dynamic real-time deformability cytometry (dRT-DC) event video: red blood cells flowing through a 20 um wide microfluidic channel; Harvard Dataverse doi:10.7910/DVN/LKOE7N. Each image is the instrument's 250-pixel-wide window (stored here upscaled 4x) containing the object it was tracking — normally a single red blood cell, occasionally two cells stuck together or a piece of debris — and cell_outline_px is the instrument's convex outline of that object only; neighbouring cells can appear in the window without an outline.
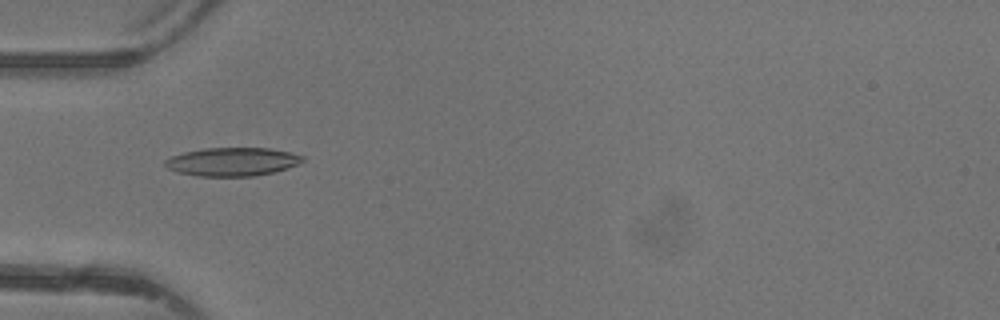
{"species": "common noctule bat (a hibernating species)", "species_latin": "Nyctalus noctula", "temperature_condition": "warm", "stored_images_in_passage": 48, "camera_frame_rate_fps": 3000, "um_per_image_px": 0.085, "animal": {"sex": "female"}, "frame": {"image": 1, "passage_image": 16, "time_ms": 5.0, "image_size_px": [1000, 320], "cell_outline_px": [[304, 160], [300, 164], [288, 168], [272, 172], [252, 176], [196, 176], [180, 172], [168, 168], [164, 164], [164, 160], [172, 156], [184, 152], [204, 148], [268, 148], [288, 152], [304, 156]], "centroid_in_image_um": [19.75, 13.74], "position_along_channel_um": 65.2, "area_um2": 22.66}}
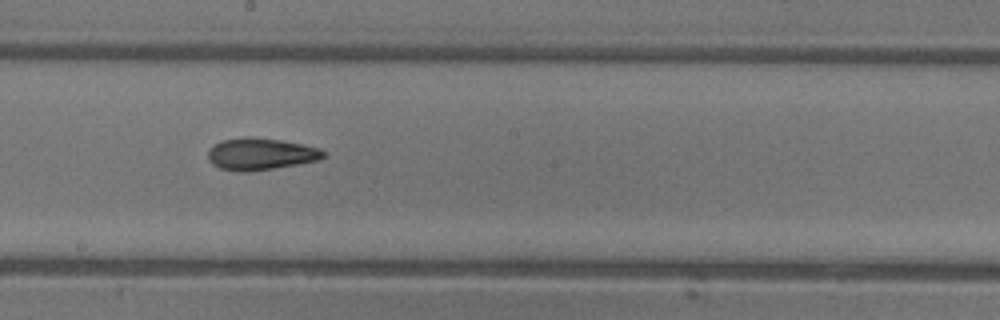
{"frame": {"image": 2, "passage_image": 27, "time_ms": 8.667, "image_size_px": [1000, 320], "cell_outline_px": [[324, 156], [320, 160], [272, 168], [244, 172], [236, 172], [220, 168], [212, 164], [208, 160], [208, 148], [212, 144], [220, 140], [244, 136], [252, 136], [280, 140], [320, 148], [324, 152]], "centroid_in_image_um": [22.07, 13.07], "position_along_channel_um": 226.1, "area_um2": 21.62}}
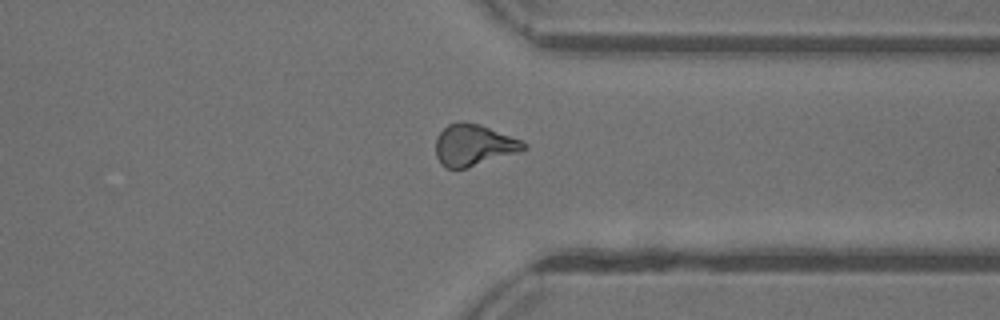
{"frame": {"image": 3, "passage_image": 37, "time_ms": 12.0, "image_size_px": [1000, 320], "cell_outline_px": [[528, 148], [468, 168], [448, 168], [440, 164], [436, 156], [436, 136], [448, 124], [456, 120], [464, 120], [480, 124], [520, 140], [528, 144]], "centroid_in_image_um": [40.22, 12.31], "position_along_channel_um": 371.2, "area_um2": 21.27}, "authors_computed_cell_mechanics": {"area_um2": 21.3282, "velocity_mm_per_s": 4.4001, "shape_relaxation_time_tau1_ms": 4.0242, "shape_relaxation_time_tau2_ms": 3.4367, "deformation_change_tau1": 0.1626, "deformation_change_tau2": 0.1132}}